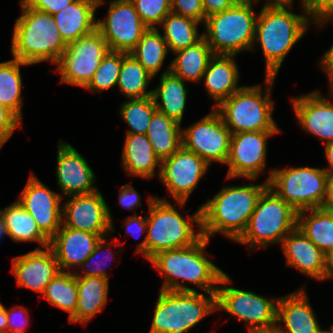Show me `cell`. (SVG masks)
<instances>
[{"mask_svg":"<svg viewBox=\"0 0 333 333\" xmlns=\"http://www.w3.org/2000/svg\"><path fill=\"white\" fill-rule=\"evenodd\" d=\"M209 239L202 236L195 244L179 249L160 251L150 261L164 277L161 290L196 291L179 282V279L197 285L206 293H217L224 272L207 259L205 254Z\"/></svg>","mask_w":333,"mask_h":333,"instance_id":"1","label":"cell"},{"mask_svg":"<svg viewBox=\"0 0 333 333\" xmlns=\"http://www.w3.org/2000/svg\"><path fill=\"white\" fill-rule=\"evenodd\" d=\"M264 184L223 187L212 199L201 205V232L210 240L217 232L236 241L245 231L255 210Z\"/></svg>","mask_w":333,"mask_h":333,"instance_id":"2","label":"cell"},{"mask_svg":"<svg viewBox=\"0 0 333 333\" xmlns=\"http://www.w3.org/2000/svg\"><path fill=\"white\" fill-rule=\"evenodd\" d=\"M22 15L15 21L12 54L27 64L45 60L57 65L67 44L61 37L53 15L30 7L20 0Z\"/></svg>","mask_w":333,"mask_h":333,"instance_id":"3","label":"cell"},{"mask_svg":"<svg viewBox=\"0 0 333 333\" xmlns=\"http://www.w3.org/2000/svg\"><path fill=\"white\" fill-rule=\"evenodd\" d=\"M148 207L146 237L136 249V253H142L146 259L160 251L191 246L203 236L201 207L187 218L182 217L170 202L159 197H149ZM194 223L199 227L197 234L192 228Z\"/></svg>","mask_w":333,"mask_h":333,"instance_id":"4","label":"cell"},{"mask_svg":"<svg viewBox=\"0 0 333 333\" xmlns=\"http://www.w3.org/2000/svg\"><path fill=\"white\" fill-rule=\"evenodd\" d=\"M312 22L309 14L298 15L287 8L263 6L257 14L255 39L259 40L265 57L266 76L276 77L286 55Z\"/></svg>","mask_w":333,"mask_h":333,"instance_id":"5","label":"cell"},{"mask_svg":"<svg viewBox=\"0 0 333 333\" xmlns=\"http://www.w3.org/2000/svg\"><path fill=\"white\" fill-rule=\"evenodd\" d=\"M276 77L266 76V91L261 85L242 86L214 109L232 134L249 131H280L272 118L270 90Z\"/></svg>","mask_w":333,"mask_h":333,"instance_id":"6","label":"cell"},{"mask_svg":"<svg viewBox=\"0 0 333 333\" xmlns=\"http://www.w3.org/2000/svg\"><path fill=\"white\" fill-rule=\"evenodd\" d=\"M253 1H237L232 7L206 17L203 33L213 54L236 55L254 50L257 15Z\"/></svg>","mask_w":333,"mask_h":333,"instance_id":"7","label":"cell"},{"mask_svg":"<svg viewBox=\"0 0 333 333\" xmlns=\"http://www.w3.org/2000/svg\"><path fill=\"white\" fill-rule=\"evenodd\" d=\"M160 290L149 333H185L216 309V293Z\"/></svg>","mask_w":333,"mask_h":333,"instance_id":"8","label":"cell"},{"mask_svg":"<svg viewBox=\"0 0 333 333\" xmlns=\"http://www.w3.org/2000/svg\"><path fill=\"white\" fill-rule=\"evenodd\" d=\"M297 227V211L268 186L259 196L248 225L236 242L254 249L282 242Z\"/></svg>","mask_w":333,"mask_h":333,"instance_id":"9","label":"cell"},{"mask_svg":"<svg viewBox=\"0 0 333 333\" xmlns=\"http://www.w3.org/2000/svg\"><path fill=\"white\" fill-rule=\"evenodd\" d=\"M270 172L268 187L297 212L323 207L329 178L324 169L307 166Z\"/></svg>","mask_w":333,"mask_h":333,"instance_id":"10","label":"cell"},{"mask_svg":"<svg viewBox=\"0 0 333 333\" xmlns=\"http://www.w3.org/2000/svg\"><path fill=\"white\" fill-rule=\"evenodd\" d=\"M231 280L224 273L218 284L216 293V309H221L239 321L248 325V330L269 328L277 325V303L279 298L269 300L263 296L256 295L252 291L226 287Z\"/></svg>","mask_w":333,"mask_h":333,"instance_id":"11","label":"cell"},{"mask_svg":"<svg viewBox=\"0 0 333 333\" xmlns=\"http://www.w3.org/2000/svg\"><path fill=\"white\" fill-rule=\"evenodd\" d=\"M108 51L109 47L97 29L67 44L57 62L56 70L61 73V82L84 88Z\"/></svg>","mask_w":333,"mask_h":333,"instance_id":"12","label":"cell"},{"mask_svg":"<svg viewBox=\"0 0 333 333\" xmlns=\"http://www.w3.org/2000/svg\"><path fill=\"white\" fill-rule=\"evenodd\" d=\"M231 136L219 113L212 108L208 115L182 130V147L194 152L209 165L212 161L226 164Z\"/></svg>","mask_w":333,"mask_h":333,"instance_id":"13","label":"cell"},{"mask_svg":"<svg viewBox=\"0 0 333 333\" xmlns=\"http://www.w3.org/2000/svg\"><path fill=\"white\" fill-rule=\"evenodd\" d=\"M96 29L109 50L128 54L149 28L142 22L131 0H113L106 19L96 20Z\"/></svg>","mask_w":333,"mask_h":333,"instance_id":"14","label":"cell"},{"mask_svg":"<svg viewBox=\"0 0 333 333\" xmlns=\"http://www.w3.org/2000/svg\"><path fill=\"white\" fill-rule=\"evenodd\" d=\"M209 166L203 158L181 146L174 154L161 161L158 176L176 204L184 206Z\"/></svg>","mask_w":333,"mask_h":333,"instance_id":"15","label":"cell"},{"mask_svg":"<svg viewBox=\"0 0 333 333\" xmlns=\"http://www.w3.org/2000/svg\"><path fill=\"white\" fill-rule=\"evenodd\" d=\"M280 131H249L231 136L227 179L245 177L256 180L265 168L267 139Z\"/></svg>","mask_w":333,"mask_h":333,"instance_id":"16","label":"cell"},{"mask_svg":"<svg viewBox=\"0 0 333 333\" xmlns=\"http://www.w3.org/2000/svg\"><path fill=\"white\" fill-rule=\"evenodd\" d=\"M69 198L62 207L63 226L98 234L101 238L114 232L110 209L98 190Z\"/></svg>","mask_w":333,"mask_h":333,"instance_id":"17","label":"cell"},{"mask_svg":"<svg viewBox=\"0 0 333 333\" xmlns=\"http://www.w3.org/2000/svg\"><path fill=\"white\" fill-rule=\"evenodd\" d=\"M62 194L51 191L34 174L20 194L18 201L34 218L39 229L51 239L61 228Z\"/></svg>","mask_w":333,"mask_h":333,"instance_id":"18","label":"cell"},{"mask_svg":"<svg viewBox=\"0 0 333 333\" xmlns=\"http://www.w3.org/2000/svg\"><path fill=\"white\" fill-rule=\"evenodd\" d=\"M57 183L69 197L97 191L95 175L87 160L70 144L59 141L57 150Z\"/></svg>","mask_w":333,"mask_h":333,"instance_id":"19","label":"cell"},{"mask_svg":"<svg viewBox=\"0 0 333 333\" xmlns=\"http://www.w3.org/2000/svg\"><path fill=\"white\" fill-rule=\"evenodd\" d=\"M12 273L20 287L32 289L43 294L47 284L60 272L57 259L52 249L35 250L13 259Z\"/></svg>","mask_w":333,"mask_h":333,"instance_id":"20","label":"cell"},{"mask_svg":"<svg viewBox=\"0 0 333 333\" xmlns=\"http://www.w3.org/2000/svg\"><path fill=\"white\" fill-rule=\"evenodd\" d=\"M294 112L304 130L326 143L333 142V104L319 91L294 97Z\"/></svg>","mask_w":333,"mask_h":333,"instance_id":"21","label":"cell"},{"mask_svg":"<svg viewBox=\"0 0 333 333\" xmlns=\"http://www.w3.org/2000/svg\"><path fill=\"white\" fill-rule=\"evenodd\" d=\"M100 239L98 234L61 225L50 239L49 247L57 259L60 271H64L72 266H81Z\"/></svg>","mask_w":333,"mask_h":333,"instance_id":"22","label":"cell"},{"mask_svg":"<svg viewBox=\"0 0 333 333\" xmlns=\"http://www.w3.org/2000/svg\"><path fill=\"white\" fill-rule=\"evenodd\" d=\"M286 256V265L301 273L324 280L325 255L298 227L281 242Z\"/></svg>","mask_w":333,"mask_h":333,"instance_id":"23","label":"cell"},{"mask_svg":"<svg viewBox=\"0 0 333 333\" xmlns=\"http://www.w3.org/2000/svg\"><path fill=\"white\" fill-rule=\"evenodd\" d=\"M277 323L281 333H316L321 327L303 288L278 299Z\"/></svg>","mask_w":333,"mask_h":333,"instance_id":"24","label":"cell"},{"mask_svg":"<svg viewBox=\"0 0 333 333\" xmlns=\"http://www.w3.org/2000/svg\"><path fill=\"white\" fill-rule=\"evenodd\" d=\"M102 4L104 0H75L53 14L55 24L66 44L75 42L96 29L95 10Z\"/></svg>","mask_w":333,"mask_h":333,"instance_id":"25","label":"cell"},{"mask_svg":"<svg viewBox=\"0 0 333 333\" xmlns=\"http://www.w3.org/2000/svg\"><path fill=\"white\" fill-rule=\"evenodd\" d=\"M235 56L214 54L208 62L202 78L207 92L216 102L213 108L242 87H238L239 71Z\"/></svg>","mask_w":333,"mask_h":333,"instance_id":"26","label":"cell"},{"mask_svg":"<svg viewBox=\"0 0 333 333\" xmlns=\"http://www.w3.org/2000/svg\"><path fill=\"white\" fill-rule=\"evenodd\" d=\"M122 150V164L128 175L151 178L161 160L155 155L148 137L144 134H126Z\"/></svg>","mask_w":333,"mask_h":333,"instance_id":"27","label":"cell"},{"mask_svg":"<svg viewBox=\"0 0 333 333\" xmlns=\"http://www.w3.org/2000/svg\"><path fill=\"white\" fill-rule=\"evenodd\" d=\"M78 296L70 323L87 324L107 303L109 281L100 277H77Z\"/></svg>","mask_w":333,"mask_h":333,"instance_id":"28","label":"cell"},{"mask_svg":"<svg viewBox=\"0 0 333 333\" xmlns=\"http://www.w3.org/2000/svg\"><path fill=\"white\" fill-rule=\"evenodd\" d=\"M185 81L173 74L170 69L164 71L160 78V85L152 91V97L157 111L181 124L186 99L187 89ZM160 99L161 101L159 102Z\"/></svg>","mask_w":333,"mask_h":333,"instance_id":"29","label":"cell"},{"mask_svg":"<svg viewBox=\"0 0 333 333\" xmlns=\"http://www.w3.org/2000/svg\"><path fill=\"white\" fill-rule=\"evenodd\" d=\"M6 235L15 242H39L44 248L50 239L39 229L31 214L17 200L2 211Z\"/></svg>","mask_w":333,"mask_h":333,"instance_id":"30","label":"cell"},{"mask_svg":"<svg viewBox=\"0 0 333 333\" xmlns=\"http://www.w3.org/2000/svg\"><path fill=\"white\" fill-rule=\"evenodd\" d=\"M174 53L176 58L171 62L170 71L183 81L191 82L202 79L208 62L214 55L204 37L196 44Z\"/></svg>","mask_w":333,"mask_h":333,"instance_id":"31","label":"cell"},{"mask_svg":"<svg viewBox=\"0 0 333 333\" xmlns=\"http://www.w3.org/2000/svg\"><path fill=\"white\" fill-rule=\"evenodd\" d=\"M180 127L181 124L159 111L153 114L146 136L150 140L155 155L161 161L170 157L182 146Z\"/></svg>","mask_w":333,"mask_h":333,"instance_id":"32","label":"cell"},{"mask_svg":"<svg viewBox=\"0 0 333 333\" xmlns=\"http://www.w3.org/2000/svg\"><path fill=\"white\" fill-rule=\"evenodd\" d=\"M297 227L324 254L333 249V212L331 210L320 207L297 212Z\"/></svg>","mask_w":333,"mask_h":333,"instance_id":"33","label":"cell"},{"mask_svg":"<svg viewBox=\"0 0 333 333\" xmlns=\"http://www.w3.org/2000/svg\"><path fill=\"white\" fill-rule=\"evenodd\" d=\"M168 45L159 28H149L130 54L153 77L161 69L168 54Z\"/></svg>","mask_w":333,"mask_h":333,"instance_id":"34","label":"cell"},{"mask_svg":"<svg viewBox=\"0 0 333 333\" xmlns=\"http://www.w3.org/2000/svg\"><path fill=\"white\" fill-rule=\"evenodd\" d=\"M152 78L153 76L130 53L122 52V65L117 85L123 95L129 99L152 96L153 90H146Z\"/></svg>","mask_w":333,"mask_h":333,"instance_id":"35","label":"cell"},{"mask_svg":"<svg viewBox=\"0 0 333 333\" xmlns=\"http://www.w3.org/2000/svg\"><path fill=\"white\" fill-rule=\"evenodd\" d=\"M199 22L170 12L162 22L163 37L168 49L173 53L196 44L204 35H199L197 26Z\"/></svg>","mask_w":333,"mask_h":333,"instance_id":"36","label":"cell"},{"mask_svg":"<svg viewBox=\"0 0 333 333\" xmlns=\"http://www.w3.org/2000/svg\"><path fill=\"white\" fill-rule=\"evenodd\" d=\"M30 65L17 59L0 62V104L22 117V78L20 66Z\"/></svg>","mask_w":333,"mask_h":333,"instance_id":"37","label":"cell"},{"mask_svg":"<svg viewBox=\"0 0 333 333\" xmlns=\"http://www.w3.org/2000/svg\"><path fill=\"white\" fill-rule=\"evenodd\" d=\"M77 296V277L70 270L58 272L43 292V297L49 304L69 313V319L75 314Z\"/></svg>","mask_w":333,"mask_h":333,"instance_id":"38","label":"cell"},{"mask_svg":"<svg viewBox=\"0 0 333 333\" xmlns=\"http://www.w3.org/2000/svg\"><path fill=\"white\" fill-rule=\"evenodd\" d=\"M157 111L152 96L129 99L120 107V115L130 130L126 134H147L153 114Z\"/></svg>","mask_w":333,"mask_h":333,"instance_id":"39","label":"cell"},{"mask_svg":"<svg viewBox=\"0 0 333 333\" xmlns=\"http://www.w3.org/2000/svg\"><path fill=\"white\" fill-rule=\"evenodd\" d=\"M122 65V52L109 50L103 57L92 79L84 87L92 92H102L117 85Z\"/></svg>","mask_w":333,"mask_h":333,"instance_id":"40","label":"cell"},{"mask_svg":"<svg viewBox=\"0 0 333 333\" xmlns=\"http://www.w3.org/2000/svg\"><path fill=\"white\" fill-rule=\"evenodd\" d=\"M142 22L148 28L162 24L163 19L171 12V0H131Z\"/></svg>","mask_w":333,"mask_h":333,"instance_id":"41","label":"cell"},{"mask_svg":"<svg viewBox=\"0 0 333 333\" xmlns=\"http://www.w3.org/2000/svg\"><path fill=\"white\" fill-rule=\"evenodd\" d=\"M110 245H109V243H107V241H106V238H104V237H102L98 242H97V244H96V246H95V248H94V250H93V252L91 253V255L86 259V261L85 262H83L82 263V265H81V267L82 268H86V267H89L90 265H92L91 263H93L94 262V260H95V257H97L98 256V254H100L101 252H102V248H107V247H109ZM109 251V256H110V254H111V251L110 250H108ZM111 256H113L112 254H111ZM108 258V257H107ZM104 261H106L107 262V259L106 260H104ZM97 262V263H96ZM95 262V264H97V265H95L94 264V267H92L91 269H87V270H82L83 272L81 273V274H76L75 273V275H76V277H100V278H103V279H109L108 278V274H107V270H105L106 268L105 267H103V262L101 261V260H98V261H96ZM103 263V264H102ZM93 266V265H92ZM83 274V275H82Z\"/></svg>","mask_w":333,"mask_h":333,"instance_id":"42","label":"cell"},{"mask_svg":"<svg viewBox=\"0 0 333 333\" xmlns=\"http://www.w3.org/2000/svg\"><path fill=\"white\" fill-rule=\"evenodd\" d=\"M171 12L205 23L201 0H171Z\"/></svg>","mask_w":333,"mask_h":333,"instance_id":"43","label":"cell"},{"mask_svg":"<svg viewBox=\"0 0 333 333\" xmlns=\"http://www.w3.org/2000/svg\"><path fill=\"white\" fill-rule=\"evenodd\" d=\"M21 123L11 110L0 104V148L8 141L14 130L22 126Z\"/></svg>","mask_w":333,"mask_h":333,"instance_id":"44","label":"cell"},{"mask_svg":"<svg viewBox=\"0 0 333 333\" xmlns=\"http://www.w3.org/2000/svg\"><path fill=\"white\" fill-rule=\"evenodd\" d=\"M309 16L321 26L333 20V0H309Z\"/></svg>","mask_w":333,"mask_h":333,"instance_id":"45","label":"cell"},{"mask_svg":"<svg viewBox=\"0 0 333 333\" xmlns=\"http://www.w3.org/2000/svg\"><path fill=\"white\" fill-rule=\"evenodd\" d=\"M27 314L28 311L23 307L15 306L9 311L6 309L7 333H25V326L29 321Z\"/></svg>","mask_w":333,"mask_h":333,"instance_id":"46","label":"cell"},{"mask_svg":"<svg viewBox=\"0 0 333 333\" xmlns=\"http://www.w3.org/2000/svg\"><path fill=\"white\" fill-rule=\"evenodd\" d=\"M30 7L47 12L51 15L56 14L70 5L75 0H24Z\"/></svg>","mask_w":333,"mask_h":333,"instance_id":"47","label":"cell"},{"mask_svg":"<svg viewBox=\"0 0 333 333\" xmlns=\"http://www.w3.org/2000/svg\"><path fill=\"white\" fill-rule=\"evenodd\" d=\"M139 193L129 184L123 185L119 190V203L122 207L133 210L141 206Z\"/></svg>","mask_w":333,"mask_h":333,"instance_id":"48","label":"cell"},{"mask_svg":"<svg viewBox=\"0 0 333 333\" xmlns=\"http://www.w3.org/2000/svg\"><path fill=\"white\" fill-rule=\"evenodd\" d=\"M206 17L232 7L237 0H201Z\"/></svg>","mask_w":333,"mask_h":333,"instance_id":"49","label":"cell"},{"mask_svg":"<svg viewBox=\"0 0 333 333\" xmlns=\"http://www.w3.org/2000/svg\"><path fill=\"white\" fill-rule=\"evenodd\" d=\"M127 234H130L136 238V235L143 234L147 229V217H142L134 213V216L128 217L125 221ZM136 227V230L134 229Z\"/></svg>","mask_w":333,"mask_h":333,"instance_id":"50","label":"cell"},{"mask_svg":"<svg viewBox=\"0 0 333 333\" xmlns=\"http://www.w3.org/2000/svg\"><path fill=\"white\" fill-rule=\"evenodd\" d=\"M293 0H267L264 4L265 7L269 8H290L292 6ZM300 3L303 7L304 14H309V0H300Z\"/></svg>","mask_w":333,"mask_h":333,"instance_id":"51","label":"cell"},{"mask_svg":"<svg viewBox=\"0 0 333 333\" xmlns=\"http://www.w3.org/2000/svg\"><path fill=\"white\" fill-rule=\"evenodd\" d=\"M323 208L333 210V174L329 175L328 178L327 197Z\"/></svg>","mask_w":333,"mask_h":333,"instance_id":"52","label":"cell"},{"mask_svg":"<svg viewBox=\"0 0 333 333\" xmlns=\"http://www.w3.org/2000/svg\"><path fill=\"white\" fill-rule=\"evenodd\" d=\"M333 278V249L325 255V275L324 280Z\"/></svg>","mask_w":333,"mask_h":333,"instance_id":"53","label":"cell"},{"mask_svg":"<svg viewBox=\"0 0 333 333\" xmlns=\"http://www.w3.org/2000/svg\"><path fill=\"white\" fill-rule=\"evenodd\" d=\"M325 155L329 163V167L324 168L328 175L333 174V142L325 144Z\"/></svg>","mask_w":333,"mask_h":333,"instance_id":"54","label":"cell"},{"mask_svg":"<svg viewBox=\"0 0 333 333\" xmlns=\"http://www.w3.org/2000/svg\"><path fill=\"white\" fill-rule=\"evenodd\" d=\"M321 69H324V71L328 75L329 79V86H330V94L333 96V62H321L320 63Z\"/></svg>","mask_w":333,"mask_h":333,"instance_id":"55","label":"cell"},{"mask_svg":"<svg viewBox=\"0 0 333 333\" xmlns=\"http://www.w3.org/2000/svg\"><path fill=\"white\" fill-rule=\"evenodd\" d=\"M0 333H7L6 308L0 303Z\"/></svg>","mask_w":333,"mask_h":333,"instance_id":"56","label":"cell"},{"mask_svg":"<svg viewBox=\"0 0 333 333\" xmlns=\"http://www.w3.org/2000/svg\"><path fill=\"white\" fill-rule=\"evenodd\" d=\"M248 333H281L278 325L269 328L250 329Z\"/></svg>","mask_w":333,"mask_h":333,"instance_id":"57","label":"cell"},{"mask_svg":"<svg viewBox=\"0 0 333 333\" xmlns=\"http://www.w3.org/2000/svg\"><path fill=\"white\" fill-rule=\"evenodd\" d=\"M321 62H333V44L331 48L322 56Z\"/></svg>","mask_w":333,"mask_h":333,"instance_id":"58","label":"cell"},{"mask_svg":"<svg viewBox=\"0 0 333 333\" xmlns=\"http://www.w3.org/2000/svg\"><path fill=\"white\" fill-rule=\"evenodd\" d=\"M4 234L6 235V229L4 226V222L3 219H0V239L4 236Z\"/></svg>","mask_w":333,"mask_h":333,"instance_id":"59","label":"cell"},{"mask_svg":"<svg viewBox=\"0 0 333 333\" xmlns=\"http://www.w3.org/2000/svg\"><path fill=\"white\" fill-rule=\"evenodd\" d=\"M316 333H332V332H331V330H324L323 331L322 328L320 327Z\"/></svg>","mask_w":333,"mask_h":333,"instance_id":"60","label":"cell"},{"mask_svg":"<svg viewBox=\"0 0 333 333\" xmlns=\"http://www.w3.org/2000/svg\"><path fill=\"white\" fill-rule=\"evenodd\" d=\"M237 1H254L255 4H256V2H258V0H237Z\"/></svg>","mask_w":333,"mask_h":333,"instance_id":"61","label":"cell"},{"mask_svg":"<svg viewBox=\"0 0 333 333\" xmlns=\"http://www.w3.org/2000/svg\"><path fill=\"white\" fill-rule=\"evenodd\" d=\"M2 211H3V210H0V219L2 218Z\"/></svg>","mask_w":333,"mask_h":333,"instance_id":"62","label":"cell"}]
</instances>
